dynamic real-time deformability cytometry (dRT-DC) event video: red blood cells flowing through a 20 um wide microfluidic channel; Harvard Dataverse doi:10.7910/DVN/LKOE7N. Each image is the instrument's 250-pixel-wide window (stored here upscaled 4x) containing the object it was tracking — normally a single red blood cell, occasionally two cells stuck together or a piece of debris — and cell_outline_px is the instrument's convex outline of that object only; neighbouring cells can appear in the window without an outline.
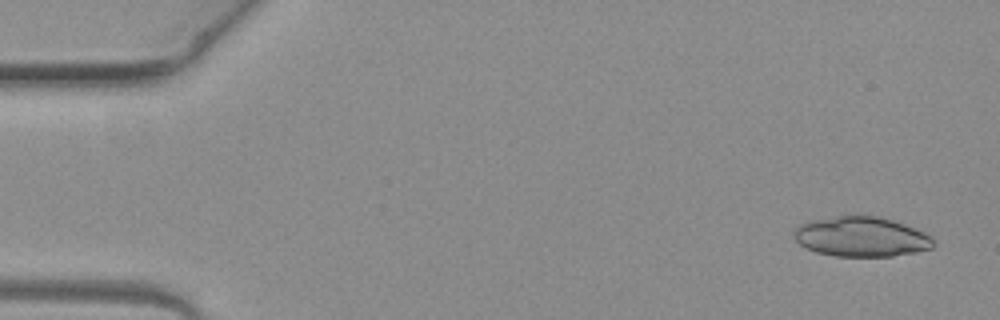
{"species": "common noctule bat (a hibernating species)", "species_latin": "Nyctalus noctula", "temperature_condition": "warm", "stored_images_in_passage": 3, "camera_frame_rate_fps": 3000, "um_per_image_px": 0.085, "animal": {"sex": "female", "body_mass_g": 19.3, "forearm_length_mm": 54.1}, "frame": {"image": 1, "passage_image": 1, "time_ms": 0.0, "image_size_px": [1000, 320], "cell_outline_px": [[932, 248], [916, 252], [892, 256], [836, 256], [816, 252], [800, 244], [796, 240], [792, 232], [800, 224], [812, 220], [836, 216], [880, 216], [904, 224], [924, 232], [932, 236]], "centroid_in_image_um": [73.2, 20.12], "position_along_channel_um": 11.8, "area_um2": 32.19}}